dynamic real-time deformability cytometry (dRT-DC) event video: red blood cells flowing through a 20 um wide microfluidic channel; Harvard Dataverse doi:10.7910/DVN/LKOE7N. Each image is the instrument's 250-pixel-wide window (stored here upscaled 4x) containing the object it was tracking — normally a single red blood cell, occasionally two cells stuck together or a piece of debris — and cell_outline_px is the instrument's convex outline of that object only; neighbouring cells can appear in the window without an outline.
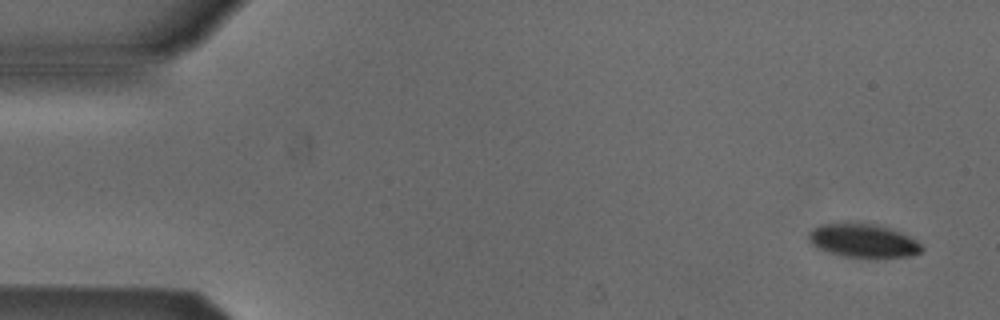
{"species": "Egyptian fruit bat (a non-hibernating species)", "species_latin": "Rousettus aegyptiacus", "temperature_condition": "cold", "stored_images_in_passage": 4, "camera_frame_rate_fps": 3000, "um_per_image_px": 0.085, "animal": {"sex": "male"}, "frame": {"image": 1, "passage_image": 1, "time_ms": 0.0, "image_size_px": [1000, 320], "cell_outline_px": [[924, 248], [920, 252], [908, 256], [844, 256], [828, 252], [816, 248], [808, 240], [808, 232], [812, 228], [820, 224], [876, 224], [900, 232], [916, 240]], "centroid_in_image_um": [73.32, 20.45], "position_along_channel_um": 11.7, "area_um2": 21.5}}